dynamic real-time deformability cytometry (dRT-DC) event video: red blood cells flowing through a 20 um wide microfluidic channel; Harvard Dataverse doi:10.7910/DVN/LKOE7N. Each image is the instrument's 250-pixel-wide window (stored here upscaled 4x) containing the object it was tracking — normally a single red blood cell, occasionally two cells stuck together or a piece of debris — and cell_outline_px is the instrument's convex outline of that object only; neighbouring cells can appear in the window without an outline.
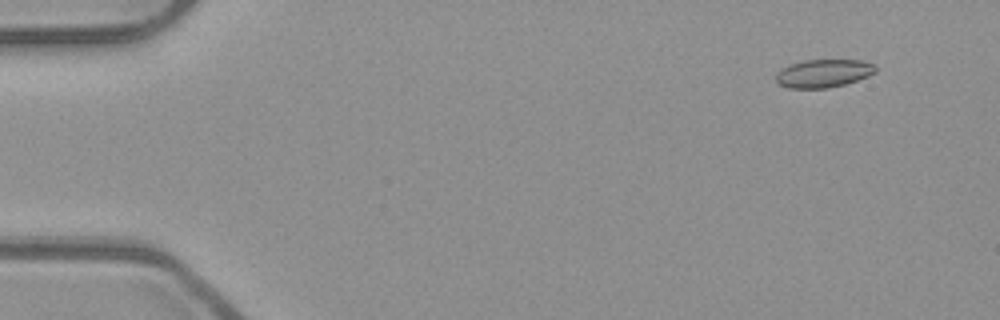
{"species": "common noctule bat (a hibernating species)", "species_latin": "Nyctalus noctula", "temperature_condition": "room temperature", "stored_images_in_passage": 53, "camera_frame_rate_fps": 3000, "um_per_image_px": 0.085, "animal": {"sex": "male", "body_mass_g": 23.1, "forearm_length_mm": 52.7}, "frame": {"image": 1, "passage_image": 5, "time_ms": 1.333, "image_size_px": [1000, 320], "cell_outline_px": [[876, 72], [868, 76], [844, 84], [828, 88], [788, 88], [776, 84], [776, 72], [792, 64], [804, 60], [864, 60], [872, 64], [876, 68]], "centroid_in_image_um": [69.98, 6.24], "position_along_channel_um": 15.0, "area_um2": 16.24}}
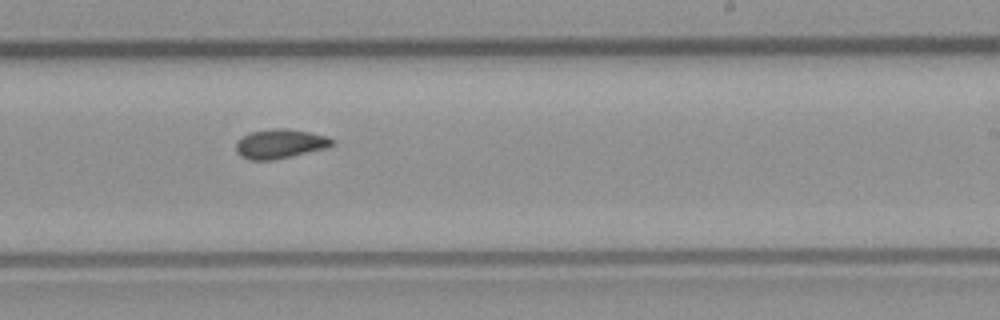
{"frame": {"image": 2, "passage_image": 33, "time_ms": 10.667, "image_size_px": [1000, 320], "cell_outline_px": [[336, 144], [328, 148], [292, 156], [272, 160], [252, 160], [240, 156], [236, 152], [236, 144], [244, 136], [252, 132], [272, 128], [284, 128], [308, 132], [328, 136], [336, 140]], "centroid_in_image_um": [23.87, 12.23], "position_along_channel_um": 265.1, "area_um2": 16.47}}
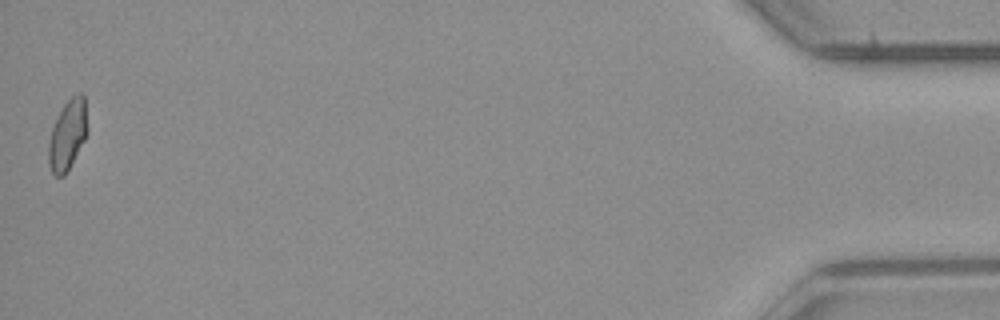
{"frame": {"image": 3, "passage_image": 53, "time_ms": 17.333, "image_size_px": [1000, 320], "cell_outline_px": [[88, 132], [84, 140], [64, 176], [56, 176], [52, 172], [48, 164], [48, 144], [52, 128], [64, 104], [76, 92], [80, 92], [84, 96], [88, 128]], "centroid_in_image_um": [5.75, 11.45], "position_along_channel_um": 429.5, "area_um2": 15.72}, "authors_computed_cell_mechanics": {"area_um2": 16.2418, "velocity_mm_per_s": 3.9471, "shape_relaxation_time_tau1_ms": null, "shape_relaxation_time_tau2_ms": 8.1422, "deformation_change_tau1": null, "deformation_change_tau2": 0.1248}}